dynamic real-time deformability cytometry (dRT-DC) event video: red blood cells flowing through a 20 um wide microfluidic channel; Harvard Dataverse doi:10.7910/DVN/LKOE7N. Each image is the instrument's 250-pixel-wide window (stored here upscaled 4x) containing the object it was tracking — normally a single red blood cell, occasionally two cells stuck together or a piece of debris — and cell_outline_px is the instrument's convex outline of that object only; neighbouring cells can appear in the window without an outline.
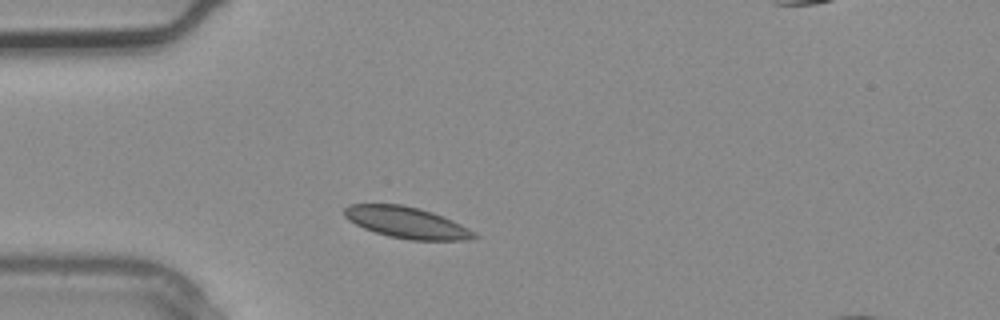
{"species": "common noctule bat (a hibernating species)", "species_latin": "Nyctalus noctula", "temperature_condition": "warm", "stored_images_in_passage": 3, "camera_frame_rate_fps": 3000, "um_per_image_px": 0.085, "animal": {"sex": "male", "body_mass_g": 20.4}, "frame": {"image": 1, "passage_image": 3, "time_ms": 0.667, "image_size_px": [1000, 320], "cell_outline_px": [[480, 236], [468, 240], [408, 240], [388, 236], [364, 228], [348, 220], [344, 216], [344, 208], [348, 204], [400, 204], [420, 208], [432, 212], [452, 220], [476, 232]], "centroid_in_image_um": [34.57, 18.92], "position_along_channel_um": 50.4, "area_um2": 23.76}}